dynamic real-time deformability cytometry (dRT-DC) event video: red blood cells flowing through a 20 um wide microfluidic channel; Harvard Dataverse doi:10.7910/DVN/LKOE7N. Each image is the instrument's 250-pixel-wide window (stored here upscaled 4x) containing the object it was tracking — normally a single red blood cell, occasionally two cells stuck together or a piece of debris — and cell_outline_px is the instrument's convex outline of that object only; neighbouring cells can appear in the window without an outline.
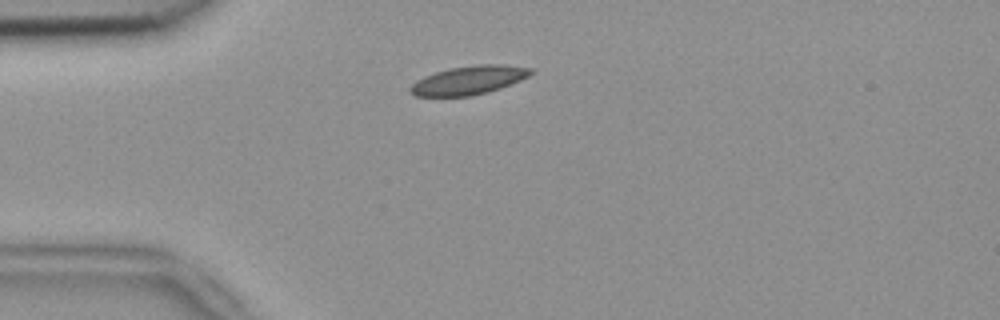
{"species": "common noctule bat (a hibernating species)", "species_latin": "Nyctalus noctula", "temperature_condition": "room temperature", "stored_images_in_passage": 42, "camera_frame_rate_fps": 3000, "um_per_image_px": 0.085, "animal": {"sex": "female", "body_mass_g": 18.4}, "frame": {"image": 1, "passage_image": 3, "time_ms": 0.667, "image_size_px": [1000, 320], "cell_outline_px": [[536, 72], [520, 80], [500, 88], [488, 92], [472, 96], [412, 96], [408, 92], [408, 88], [416, 80], [424, 76], [448, 68], [476, 64], [504, 64], [532, 68]], "centroid_in_image_um": [39.83, 6.81], "position_along_channel_um": 45.2, "area_um2": 20.4}}
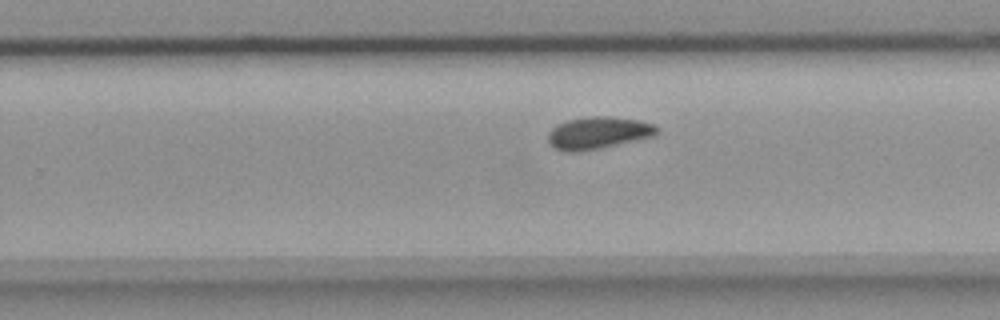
{"frame": {"image": 2, "passage_image": 23, "time_ms": 7.333, "image_size_px": [1000, 320], "cell_outline_px": [[660, 128], [652, 136], [600, 148], [580, 152], [564, 152], [548, 144], [548, 132], [556, 124], [568, 120], [592, 116], [608, 116], [640, 120], [652, 124]], "centroid_in_image_um": [50.79, 11.29], "position_along_channel_um": 279.0, "area_um2": 20.35}}
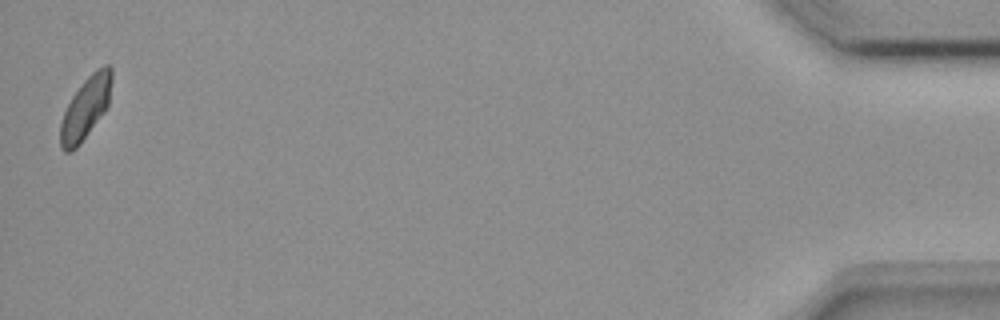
{"frame": {"image": 3, "passage_image": 42, "time_ms": 13.667, "image_size_px": [1000, 320], "cell_outline_px": [[112, 80], [108, 104], [104, 112], [80, 144], [72, 152], [64, 152], [60, 148], [60, 124], [64, 112], [72, 96], [84, 80], [96, 68], [104, 64], [108, 64], [112, 68]], "centroid_in_image_um": [7.28, 9.17], "position_along_channel_um": 427.9, "area_um2": 18.61}, "authors_computed_cell_mechanics": {"area_um2": 19.652, "velocity_mm_per_s": 3.7976, "shape_relaxation_time_tau1_ms": 3.699, "shape_relaxation_time_tau2_ms": 3.2985, "deformation_change_tau1": 0.1072, "deformation_change_tau2": 0.0623}}